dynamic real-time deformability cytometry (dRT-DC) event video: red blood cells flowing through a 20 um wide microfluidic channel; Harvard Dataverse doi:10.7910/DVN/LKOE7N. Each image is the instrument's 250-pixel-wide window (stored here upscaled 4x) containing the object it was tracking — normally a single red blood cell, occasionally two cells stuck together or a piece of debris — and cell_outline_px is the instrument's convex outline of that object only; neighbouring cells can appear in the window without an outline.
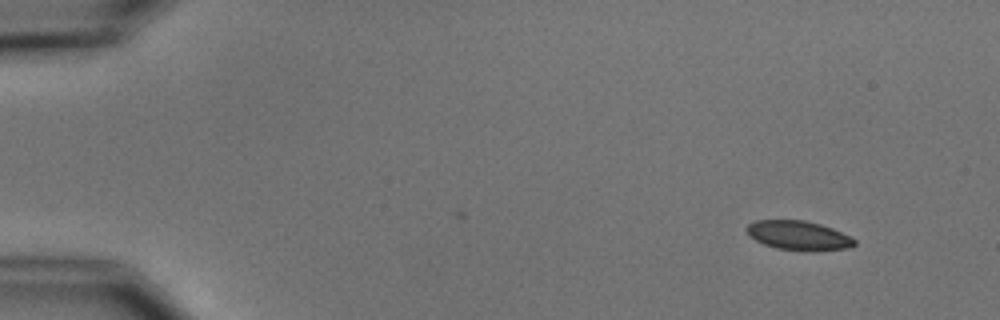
{"species": "common noctule bat (a hibernating species)", "species_latin": "Nyctalus noctula", "temperature_condition": "cold", "stored_images_in_passage": 3, "camera_frame_rate_fps": 3000, "um_per_image_px": 0.085, "animal": {"sex": "male", "body_mass_g": 15.6}, "frame": {"image": 1, "passage_image": 3, "time_ms": 3.0, "image_size_px": [1000, 320], "cell_outline_px": [[856, 244], [852, 248], [776, 248], [764, 244], [756, 240], [744, 228], [748, 224], [756, 220], [804, 220], [820, 224], [832, 228], [856, 240]], "centroid_in_image_um": [67.83, 19.95], "position_along_channel_um": 17.2, "area_um2": 17.4}}